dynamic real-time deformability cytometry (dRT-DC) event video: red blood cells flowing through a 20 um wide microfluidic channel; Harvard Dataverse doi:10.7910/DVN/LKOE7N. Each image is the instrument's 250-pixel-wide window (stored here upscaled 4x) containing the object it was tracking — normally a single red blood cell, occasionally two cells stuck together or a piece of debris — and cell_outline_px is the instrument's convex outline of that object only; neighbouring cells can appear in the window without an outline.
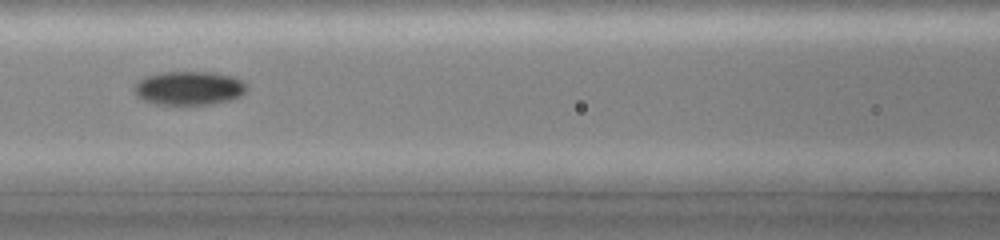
{"species": "common noctule bat (a hibernating species)", "species_latin": "Nyctalus noctula", "temperature_condition": "cold", "stored_images_in_passage": 36, "camera_frame_rate_fps": 3000, "um_per_image_px": 0.085, "animal": {"sex": "female", "body_mass_g": 19.0, "forearm_length_mm": 51.5}, "frame": {"image": 1, "passage_image": 16, "time_ms": 5.0, "image_size_px": [1000, 240], "cell_outline_px": [[248, 88], [240, 96], [232, 100], [212, 104], [152, 104], [136, 96], [132, 88], [144, 76], [160, 72], [216, 72], [232, 76], [244, 80], [248, 84]], "centroid_in_image_um": [16.09, 7.48], "position_along_channel_um": 150.5, "area_um2": 22.54}}
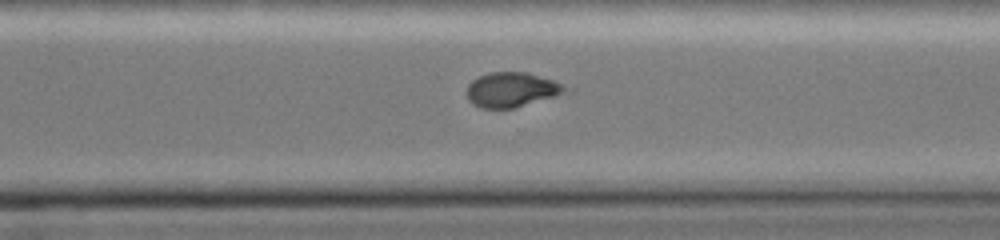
{"frame": {"image": 2, "passage_image": 29, "time_ms": 9.333, "image_size_px": [1000, 240], "cell_outline_px": [[564, 88], [560, 92], [552, 96], [512, 108], [480, 108], [468, 100], [468, 84], [472, 80], [480, 76], [492, 72], [528, 72], [564, 84]], "centroid_in_image_um": [43.4, 7.61], "position_along_channel_um": 327.2, "area_um2": 19.19}}
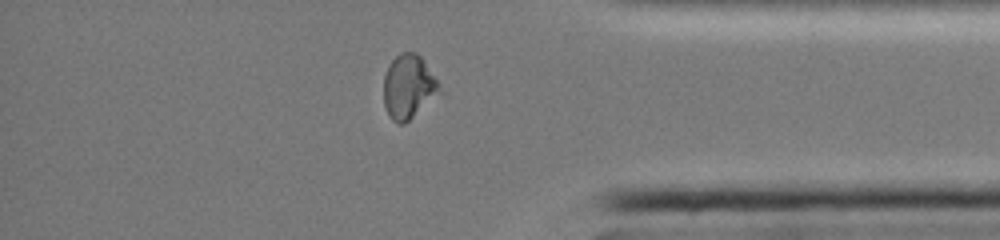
{"frame": {"image": 3, "passage_image": 35, "time_ms": 11.333, "image_size_px": [1000, 240], "cell_outline_px": [[444, 92], [404, 124], [400, 124], [392, 120], [388, 116], [384, 104], [384, 76], [392, 60], [400, 52], [416, 52], [424, 60], [440, 84]], "centroid_in_image_um": [34.76, 7.39], "position_along_channel_um": 400.4, "area_um2": 21.15}}